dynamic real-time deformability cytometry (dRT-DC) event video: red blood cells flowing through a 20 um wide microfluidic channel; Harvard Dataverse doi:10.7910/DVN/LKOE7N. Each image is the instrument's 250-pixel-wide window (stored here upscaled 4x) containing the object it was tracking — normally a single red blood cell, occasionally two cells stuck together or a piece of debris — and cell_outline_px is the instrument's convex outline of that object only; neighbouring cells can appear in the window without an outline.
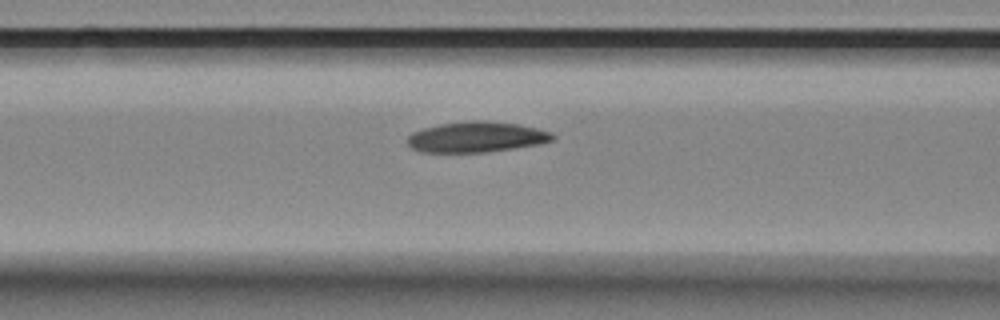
{"species": "Egyptian fruit bat (a non-hibernating species)", "species_latin": "Rousettus aegyptiacus", "temperature_condition": "room temperature", "stored_images_in_passage": 4, "segment_of_instrument_passage": [2, 2], "camera_frame_rate_fps": 3000, "um_per_image_px": 0.085, "animal": {"sex": "female"}, "frame": {"image": 1, "passage_image": 4, "time_ms": 3.667, "image_size_px": [1000, 320], "cell_outline_px": [[556, 140], [540, 144], [516, 148], [484, 152], [420, 152], [412, 148], [408, 144], [408, 136], [412, 132], [424, 128], [440, 124], [472, 120], [484, 120], [516, 124], [536, 128], [552, 132], [556, 136]], "centroid_in_image_um": [40.53, 11.65], "position_along_channel_um": 126.1, "area_um2": 25.95}}